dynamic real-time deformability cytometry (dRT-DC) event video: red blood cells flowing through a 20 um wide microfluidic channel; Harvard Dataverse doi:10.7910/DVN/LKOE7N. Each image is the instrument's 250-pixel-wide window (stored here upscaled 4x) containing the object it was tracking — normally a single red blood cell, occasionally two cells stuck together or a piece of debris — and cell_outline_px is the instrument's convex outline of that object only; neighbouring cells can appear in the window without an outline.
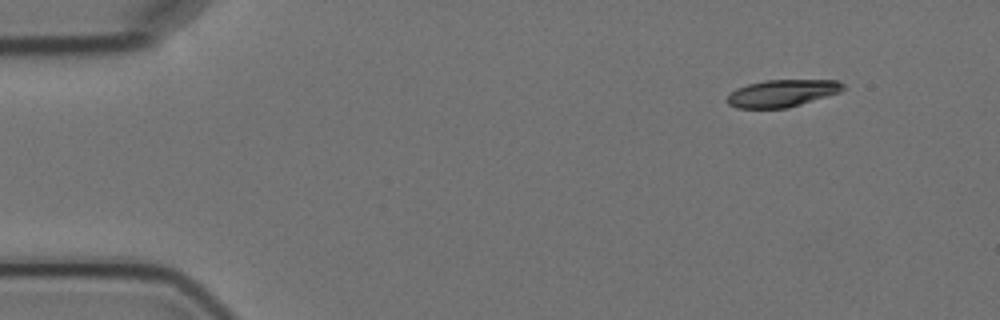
{"species": "Egyptian fruit bat (a non-hibernating species)", "species_latin": "Rousettus aegyptiacus", "temperature_condition": "cold", "stored_images_in_passage": 5, "segment_of_instrument_passage": [1, 2], "camera_frame_rate_fps": 3000, "um_per_image_px": 0.085, "animal": {"sex": "female"}, "frame": {"image": 1, "passage_image": 1, "time_ms": 0.0, "image_size_px": [1000, 320], "cell_outline_px": [[844, 88], [840, 92], [788, 108], [736, 108], [728, 104], [724, 100], [728, 92], [736, 88], [748, 84], [764, 80], [840, 80], [844, 84]], "centroid_in_image_um": [66.42, 7.92], "position_along_channel_um": 18.6, "area_um2": 18.61}}
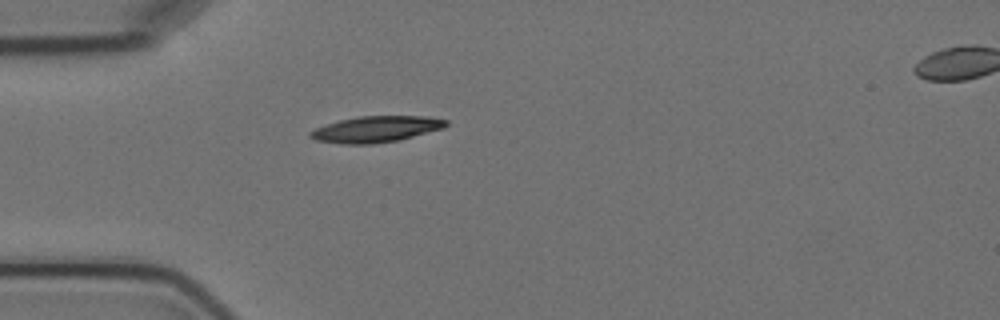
{"frame": {"image": 2, "passage_image": 4, "time_ms": 3.333, "image_size_px": [1000, 320], "cell_outline_px": [[448, 124], [444, 128], [400, 140], [372, 144], [340, 144], [316, 140], [308, 136], [308, 132], [316, 128], [340, 120], [360, 116], [428, 116], [448, 120]], "centroid_in_image_um": [31.98, 10.98], "position_along_channel_um": 53.0, "area_um2": 20.75}}